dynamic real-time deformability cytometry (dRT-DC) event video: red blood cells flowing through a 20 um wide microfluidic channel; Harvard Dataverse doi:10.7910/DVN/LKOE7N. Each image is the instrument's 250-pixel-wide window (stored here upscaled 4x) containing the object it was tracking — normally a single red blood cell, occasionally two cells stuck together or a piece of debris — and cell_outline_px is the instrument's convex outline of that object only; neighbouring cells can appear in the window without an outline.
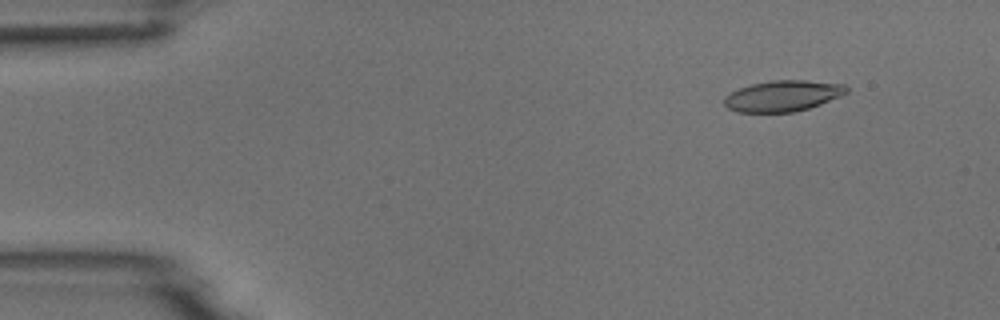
{"species": "common noctule bat (a hibernating species)", "species_latin": "Nyctalus noctula", "temperature_condition": "room temperature", "stored_images_in_passage": 5, "camera_frame_rate_fps": 3000, "um_per_image_px": 0.085, "animal": {"sex": "male", "body_mass_g": 18.8}, "frame": {"image": 1, "passage_image": 2, "time_ms": 1.333, "image_size_px": [1000, 320], "cell_outline_px": [[848, 92], [840, 96], [820, 104], [808, 108], [792, 112], [736, 112], [728, 108], [724, 104], [724, 96], [740, 88], [752, 84], [772, 80], [804, 80], [844, 84], [848, 88]], "centroid_in_image_um": [66.53, 8.15], "position_along_channel_um": 18.5, "area_um2": 21.91}}
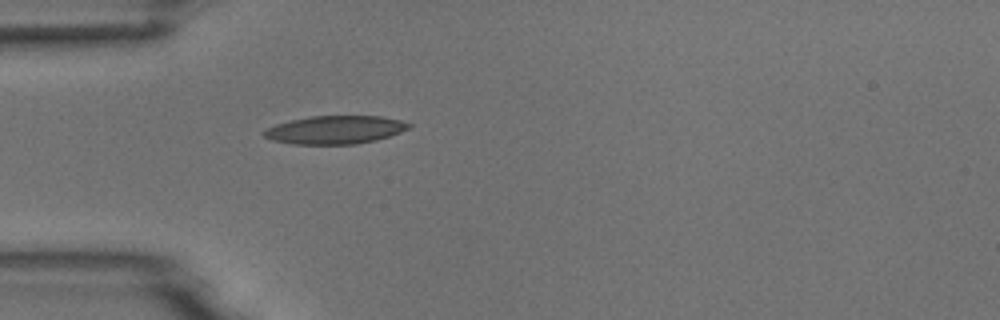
{"frame": {"image": 2, "passage_image": 5, "time_ms": 4.667, "image_size_px": [1000, 320], "cell_outline_px": [[412, 124], [408, 128], [400, 132], [376, 140], [356, 144], [292, 144], [272, 140], [264, 136], [260, 132], [276, 124], [292, 120], [312, 116], [384, 116], [400, 120]], "centroid_in_image_um": [28.47, 11.03], "position_along_channel_um": 56.5, "area_um2": 23.7}}